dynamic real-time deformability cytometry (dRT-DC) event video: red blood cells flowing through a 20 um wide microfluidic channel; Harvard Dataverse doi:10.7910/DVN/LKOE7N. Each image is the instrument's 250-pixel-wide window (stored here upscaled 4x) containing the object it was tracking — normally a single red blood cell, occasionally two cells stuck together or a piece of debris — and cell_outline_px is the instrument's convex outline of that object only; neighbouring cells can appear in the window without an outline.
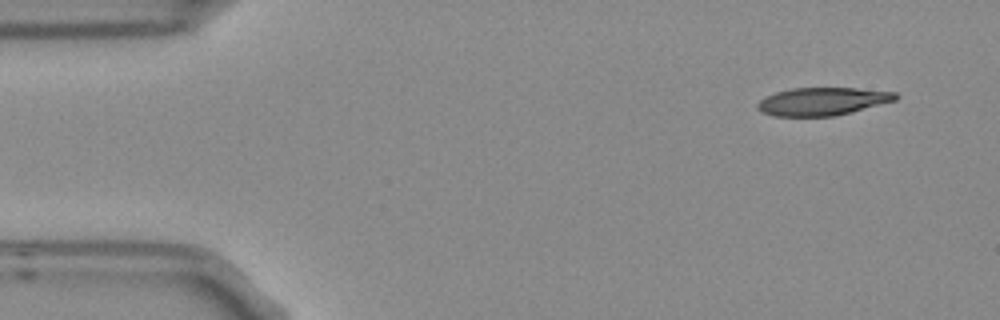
{"species": "Egyptian fruit bat (a non-hibernating species)", "species_latin": "Rousettus aegyptiacus", "temperature_condition": "room temperature", "stored_images_in_passage": 4, "camera_frame_rate_fps": 3000, "um_per_image_px": 0.085, "frame": {"image": 1, "passage_image": 1, "time_ms": 0.0, "image_size_px": [1000, 320], "cell_outline_px": [[900, 96], [896, 100], [832, 116], [772, 116], [756, 108], [756, 104], [764, 96], [776, 92], [792, 88], [856, 88], [896, 92]], "centroid_in_image_um": [69.87, 8.61], "position_along_channel_um": 15.1, "area_um2": 22.25}}